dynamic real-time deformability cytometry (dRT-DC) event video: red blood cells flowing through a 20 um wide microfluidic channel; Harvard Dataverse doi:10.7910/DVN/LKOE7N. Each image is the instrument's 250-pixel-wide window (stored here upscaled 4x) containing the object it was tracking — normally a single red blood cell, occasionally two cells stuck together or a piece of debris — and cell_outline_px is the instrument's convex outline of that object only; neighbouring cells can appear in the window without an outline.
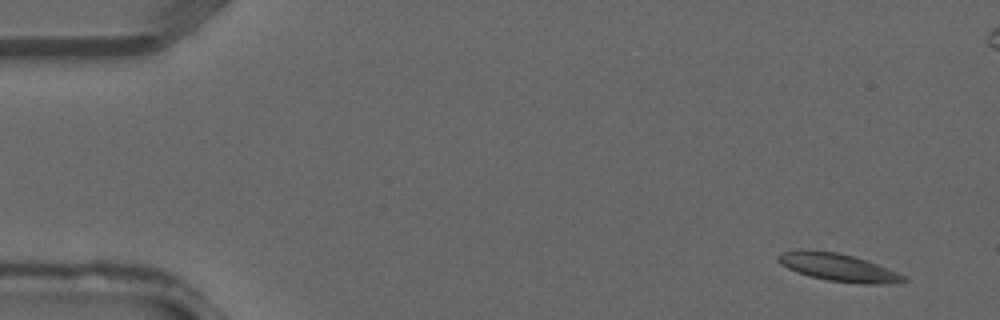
{"species": "common noctule bat (a hibernating species)", "species_latin": "Nyctalus noctula", "temperature_condition": "warm", "stored_images_in_passage": 4, "camera_frame_rate_fps": 3000, "um_per_image_px": 0.085, "animal": {"sex": "male", "forearm_length_mm": 52.5}, "frame": {"image": 1, "passage_image": 1, "time_ms": 0.0, "image_size_px": [1000, 320], "cell_outline_px": [[908, 280], [880, 284], [864, 284], [828, 280], [796, 272], [780, 264], [776, 260], [776, 256], [784, 252], [800, 248], [836, 252], [852, 256], [888, 268], [904, 276]], "centroid_in_image_um": [71.16, 22.7], "position_along_channel_um": 13.8, "area_um2": 20.0}}